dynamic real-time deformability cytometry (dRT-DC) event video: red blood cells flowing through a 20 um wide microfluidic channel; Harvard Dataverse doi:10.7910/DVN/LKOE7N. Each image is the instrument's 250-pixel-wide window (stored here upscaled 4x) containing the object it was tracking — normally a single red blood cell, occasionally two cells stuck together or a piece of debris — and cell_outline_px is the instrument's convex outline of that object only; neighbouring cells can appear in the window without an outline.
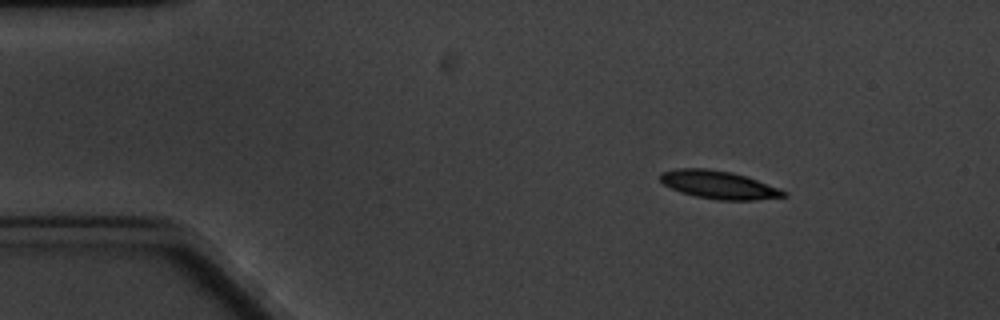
{"species": "common noctule bat (a hibernating species)", "species_latin": "Nyctalus noctula", "temperature_condition": "cold", "stored_images_in_passage": 4, "camera_frame_rate_fps": 3000, "um_per_image_px": 0.085, "animal": {"sex": "male", "body_mass_g": 20.1, "forearm_length_mm": 53.5}, "frame": {"image": 1, "passage_image": 1, "time_ms": 0.0, "image_size_px": [1000, 320], "cell_outline_px": [[788, 196], [756, 200], [720, 200], [696, 196], [680, 192], [664, 184], [660, 180], [660, 172], [676, 168], [708, 168], [732, 172], [748, 176], [780, 188], [788, 192]], "centroid_in_image_um": [61.13, 15.7], "position_along_channel_um": 23.9, "area_um2": 20.4}}
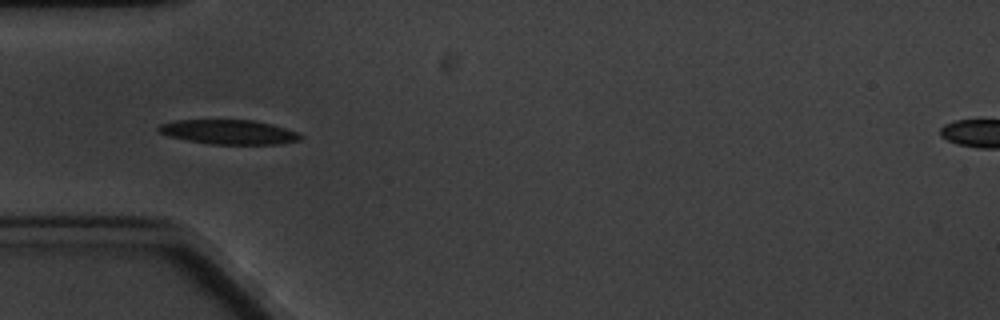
{"frame": {"image": 2, "passage_image": 4, "time_ms": 3.333, "image_size_px": [1000, 320], "cell_outline_px": [[304, 136], [300, 140], [280, 144], [212, 144], [188, 140], [168, 136], [160, 132], [156, 128], [160, 124], [176, 120], [252, 120], [272, 124], [300, 132]], "centroid_in_image_um": [19.5, 11.22], "position_along_channel_um": 65.5, "area_um2": 20.29}}